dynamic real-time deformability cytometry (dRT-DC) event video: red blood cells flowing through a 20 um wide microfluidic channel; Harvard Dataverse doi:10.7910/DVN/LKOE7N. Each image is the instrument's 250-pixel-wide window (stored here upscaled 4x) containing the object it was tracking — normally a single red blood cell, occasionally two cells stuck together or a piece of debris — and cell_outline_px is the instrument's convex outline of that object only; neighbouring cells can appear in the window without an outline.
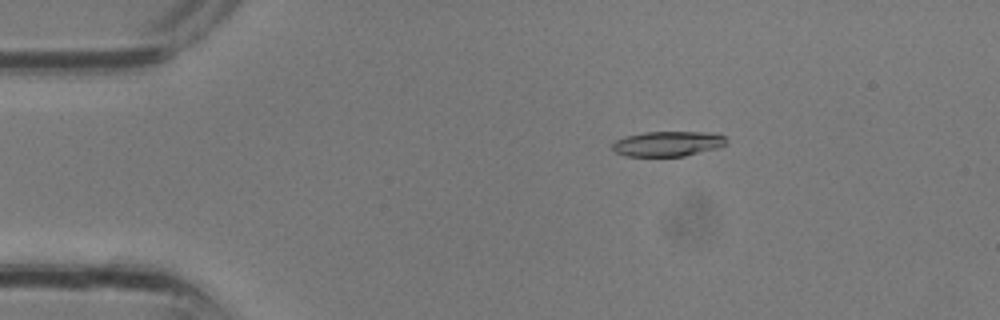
{"species": "common noctule bat (a hibernating species)", "species_latin": "Nyctalus noctula", "temperature_condition": "room temperature", "stored_images_in_passage": 12, "camera_frame_rate_fps": 3000, "um_per_image_px": 0.085, "animal": {"sex": "male", "body_mass_g": 13.3}, "frame": {"image": 1, "passage_image": 6, "time_ms": 1.667, "image_size_px": [1000, 320], "cell_outline_px": [[728, 140], [724, 144], [716, 148], [684, 156], [628, 156], [616, 152], [612, 148], [612, 144], [616, 140], [624, 136], [644, 132], [716, 132], [724, 136]], "centroid_in_image_um": [56.76, 12.2], "position_along_channel_um": 28.2, "area_um2": 16.65}}
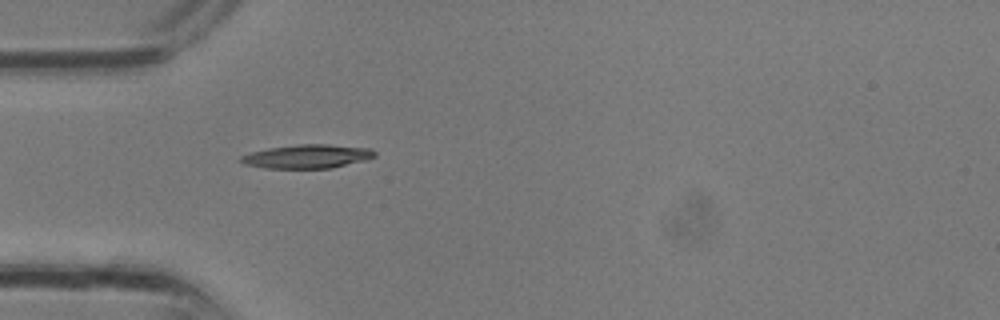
{"frame": {"image": 2, "passage_image": 10, "time_ms": 3.0, "image_size_px": [1000, 320], "cell_outline_px": [[376, 156], [368, 160], [332, 168], [264, 168], [244, 164], [240, 160], [240, 156], [252, 152], [268, 148], [296, 144], [328, 144], [372, 148], [376, 152]], "centroid_in_image_um": [26.17, 13.29], "position_along_channel_um": 58.8, "area_um2": 18.73}}
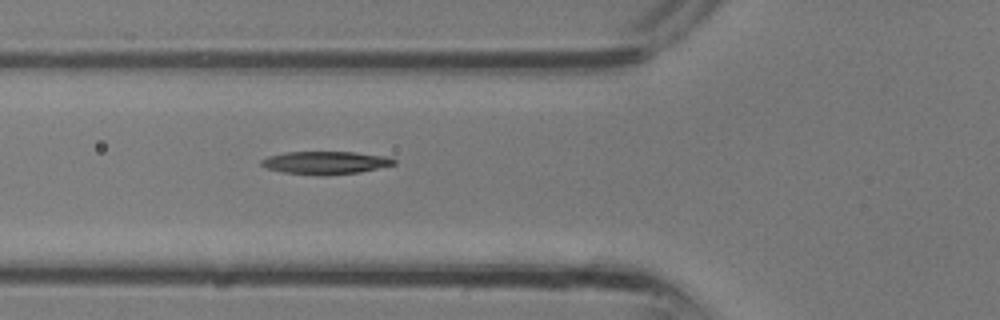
{"frame": {"image": 3, "passage_image": 12, "time_ms": 3.667, "image_size_px": [1000, 320], "cell_outline_px": [[396, 164], [360, 172], [328, 176], [320, 176], [284, 172], [268, 168], [260, 164], [260, 160], [268, 156], [284, 152], [356, 152], [388, 156], [396, 160]], "centroid_in_image_um": [27.69, 13.83], "position_along_channel_um": 98.1, "area_um2": 17.86}}